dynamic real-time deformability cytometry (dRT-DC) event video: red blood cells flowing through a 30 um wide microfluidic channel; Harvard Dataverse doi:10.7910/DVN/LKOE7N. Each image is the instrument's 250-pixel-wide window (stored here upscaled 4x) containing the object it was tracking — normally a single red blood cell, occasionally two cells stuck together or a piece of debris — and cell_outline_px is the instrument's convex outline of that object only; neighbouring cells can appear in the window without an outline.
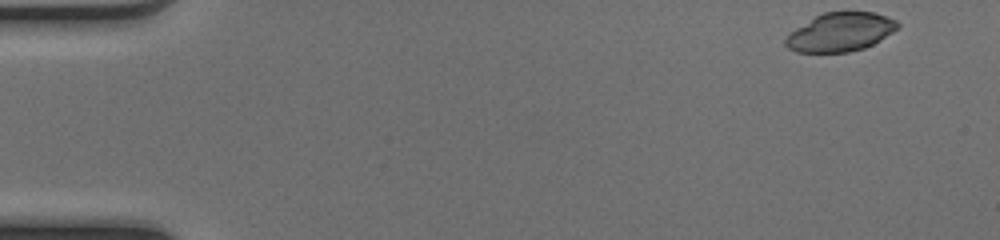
{"species": "common noctule bat (a hibernating species)", "species_latin": "Nyctalus noctula", "temperature_condition": "cold", "stored_images_in_passage": 45, "camera_frame_rate_fps": 3000, "um_per_image_px": 0.085, "animal": {"sex": "female", "body_mass_g": 17.0, "forearm_length_mm": 48.0}, "frame": {"image": 1, "passage_image": 1, "time_ms": 0.0, "image_size_px": [1000, 240], "cell_outline_px": [[900, 24], [892, 32], [872, 44], [864, 48], [848, 52], [796, 52], [788, 48], [784, 44], [784, 40], [796, 28], [816, 16], [824, 12], [872, 12], [896, 20]], "centroid_in_image_um": [71.41, 2.73], "position_along_channel_um": 13.6, "area_um2": 24.8}}